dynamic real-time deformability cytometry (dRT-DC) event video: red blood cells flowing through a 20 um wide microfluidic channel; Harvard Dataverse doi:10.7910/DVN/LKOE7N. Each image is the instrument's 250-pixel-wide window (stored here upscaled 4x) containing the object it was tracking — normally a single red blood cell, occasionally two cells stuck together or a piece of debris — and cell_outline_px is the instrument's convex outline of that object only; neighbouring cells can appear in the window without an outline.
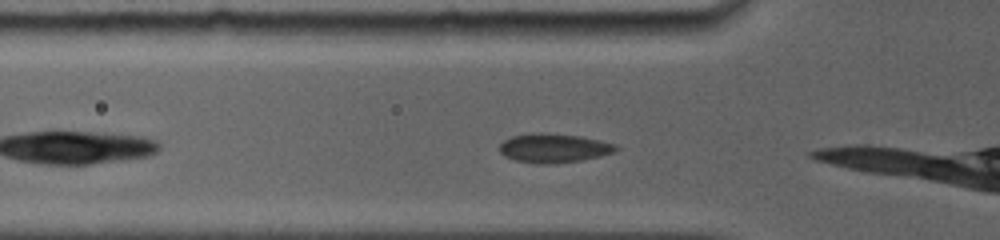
{"species": "common noctule bat (a hibernating species)", "species_latin": "Nyctalus noctula", "temperature_condition": "room temperature", "stored_images_in_passage": 11, "camera_frame_rate_fps": 5000, "um_per_image_px": 0.085, "animal": {"sex": "female", "body_mass_g": 19.0, "forearm_length_mm": 56.7}, "frame": {"image": 1, "passage_image": 2, "time_ms": 0.2, "image_size_px": [1000, 240], "cell_outline_px": [[620, 148], [616, 152], [600, 156], [580, 160], [556, 164], [536, 164], [516, 160], [504, 156], [500, 152], [500, 144], [504, 140], [512, 136], [532, 132], [544, 132], [580, 136], [600, 140], [616, 144]], "centroid_in_image_um": [47.09, 12.58], "position_along_channel_um": 78.7, "area_um2": 20.0}}
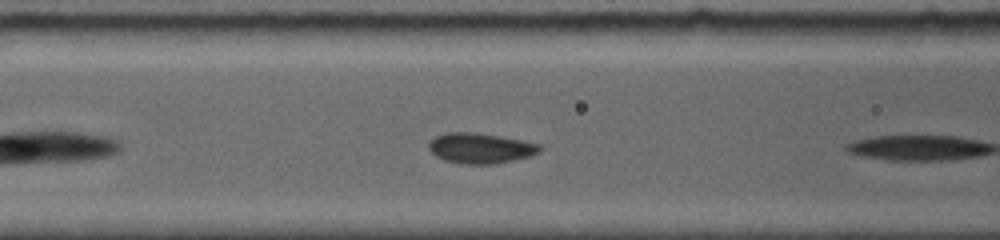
{"frame": {"image": 2, "passage_image": 10, "time_ms": 1.4, "image_size_px": [1000, 240], "cell_outline_px": [[544, 148], [540, 152], [532, 156], [492, 164], [460, 164], [444, 160], [436, 156], [428, 148], [428, 144], [436, 136], [444, 132], [472, 132], [500, 136], [540, 144]], "centroid_in_image_um": [40.85, 12.6], "position_along_channel_um": 125.8, "area_um2": 19.71}}